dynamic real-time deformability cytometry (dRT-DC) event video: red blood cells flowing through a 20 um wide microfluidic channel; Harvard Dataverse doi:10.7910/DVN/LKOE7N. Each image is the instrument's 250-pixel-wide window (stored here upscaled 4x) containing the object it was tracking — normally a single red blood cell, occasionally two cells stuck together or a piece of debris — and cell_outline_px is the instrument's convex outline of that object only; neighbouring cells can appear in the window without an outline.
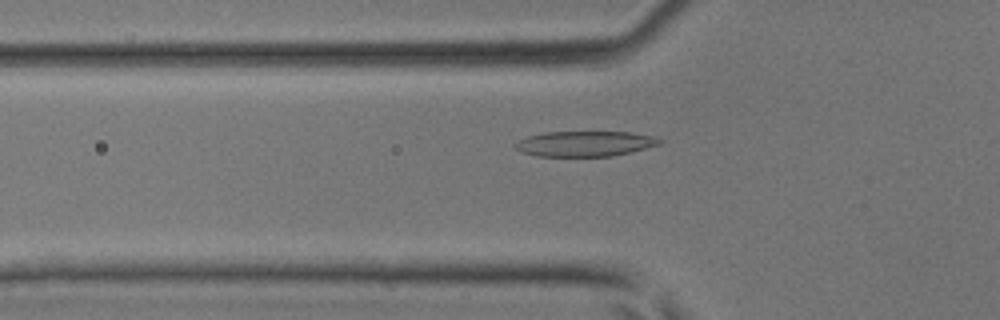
{"species": "common noctule bat (a hibernating species)", "species_latin": "Nyctalus noctula", "temperature_condition": "room temperature", "stored_images_in_passage": 24, "camera_frame_rate_fps": 3000, "um_per_image_px": 0.085, "animal": {"sex": "male", "body_mass_g": 17.9, "forearm_length_mm": 54.2}, "frame": {"image": 1, "passage_image": 3, "time_ms": 0.667, "image_size_px": [1000, 320], "cell_outline_px": [[664, 140], [660, 144], [612, 156], [536, 156], [520, 152], [512, 148], [512, 144], [516, 140], [528, 136], [544, 132], [632, 132], [656, 136]], "centroid_in_image_um": [49.65, 12.21], "position_along_channel_um": 76.2, "area_um2": 21.56}}
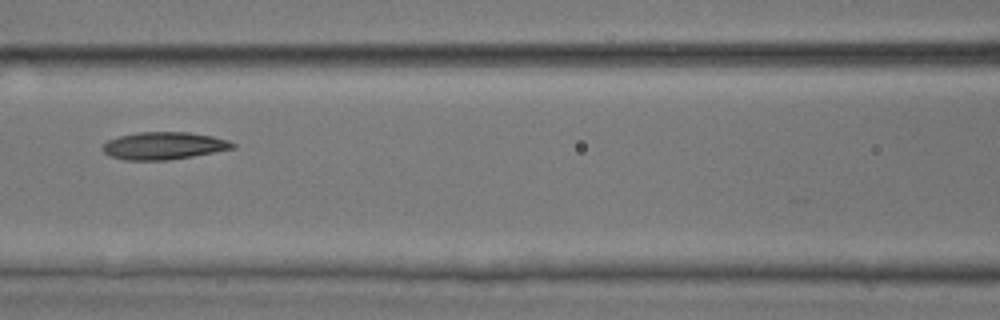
{"frame": {"image": 2, "passage_image": 8, "time_ms": 2.333, "image_size_px": [1000, 320], "cell_outline_px": [[236, 148], [192, 156], [168, 160], [124, 160], [108, 156], [100, 148], [108, 140], [120, 136], [140, 132], [188, 132], [212, 136], [228, 140], [236, 144]], "centroid_in_image_um": [13.91, 12.39], "position_along_channel_um": 152.7, "area_um2": 20.81}}
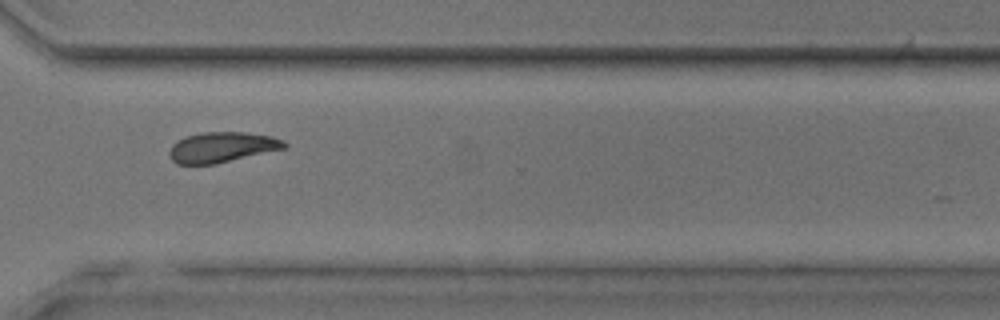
{"frame": {"image": 3, "passage_image": 21, "time_ms": 6.667, "image_size_px": [1000, 320], "cell_outline_px": [[288, 148], [216, 164], [176, 164], [168, 156], [168, 152], [172, 144], [176, 140], [184, 136], [204, 132], [244, 132], [272, 136], [284, 140], [288, 144]], "centroid_in_image_um": [18.87, 12.51], "position_along_channel_um": 351.7, "area_um2": 20.75}}